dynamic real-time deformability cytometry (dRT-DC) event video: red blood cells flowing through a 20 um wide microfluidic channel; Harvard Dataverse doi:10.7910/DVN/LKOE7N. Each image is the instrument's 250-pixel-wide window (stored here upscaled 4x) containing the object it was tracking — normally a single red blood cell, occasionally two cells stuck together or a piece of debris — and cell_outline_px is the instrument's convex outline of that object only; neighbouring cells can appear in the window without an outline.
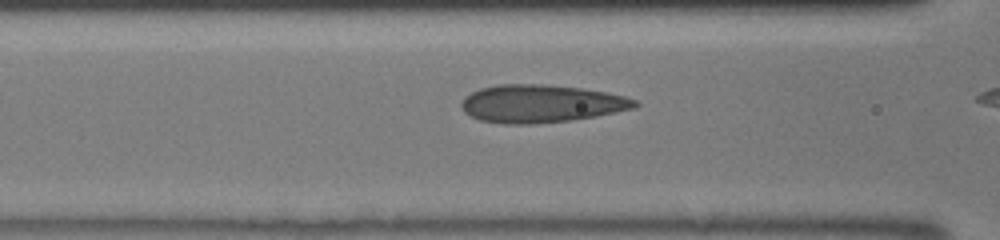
{"species": "human", "species_latin": "Homo sapiens", "temperature_condition": "room temperature", "stored_images_in_passage": 18, "camera_frame_rate_fps": 3000, "um_per_image_px": 0.085, "donor": {"sex": "male"}, "frame": {"image": 1, "passage_image": 16, "time_ms": 5.0, "image_size_px": [1000, 240], "cell_outline_px": [[640, 104], [636, 108], [596, 116], [568, 120], [528, 124], [504, 124], [480, 120], [464, 112], [460, 104], [464, 96], [480, 88], [496, 84], [544, 84], [580, 88], [608, 92], [624, 96], [636, 100]], "centroid_in_image_um": [45.98, 8.8], "position_along_channel_um": 120.6, "area_um2": 38.26}}